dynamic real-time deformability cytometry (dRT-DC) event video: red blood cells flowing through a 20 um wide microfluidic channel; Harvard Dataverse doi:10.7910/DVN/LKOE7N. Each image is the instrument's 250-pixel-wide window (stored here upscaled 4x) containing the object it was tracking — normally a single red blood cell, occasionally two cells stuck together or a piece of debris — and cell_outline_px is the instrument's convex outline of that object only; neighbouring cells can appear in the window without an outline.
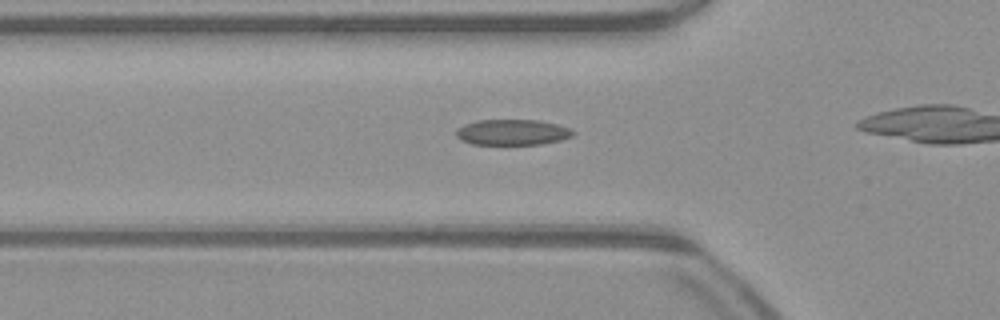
{"species": "common noctule bat (a hibernating species)", "species_latin": "Nyctalus noctula", "temperature_condition": "warm", "stored_images_in_passage": 15, "camera_frame_rate_fps": 3000, "um_per_image_px": 0.085, "animal": {"sex": "male", "body_mass_g": 23.1, "forearm_length_mm": 52.7}, "frame": {"image": 1, "passage_image": 7, "time_ms": 2.0, "image_size_px": [1000, 320], "cell_outline_px": [[576, 132], [572, 136], [560, 140], [540, 144], [472, 144], [460, 140], [456, 136], [456, 128], [464, 124], [476, 120], [540, 120], [556, 124], [568, 128]], "centroid_in_image_um": [43.51, 11.23], "position_along_channel_um": 82.3, "area_um2": 17.51}}
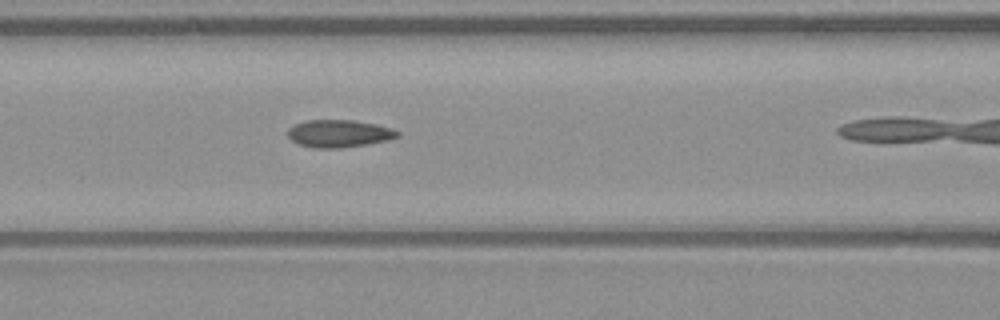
{"frame": {"image": 2, "passage_image": 11, "time_ms": 3.333, "image_size_px": [1000, 320], "cell_outline_px": [[400, 136], [388, 140], [368, 144], [340, 148], [312, 148], [300, 144], [292, 140], [288, 136], [288, 128], [292, 124], [304, 120], [356, 120], [376, 124], [392, 128], [400, 132]], "centroid_in_image_um": [28.82, 11.34], "position_along_channel_um": 137.8, "area_um2": 17.8}}